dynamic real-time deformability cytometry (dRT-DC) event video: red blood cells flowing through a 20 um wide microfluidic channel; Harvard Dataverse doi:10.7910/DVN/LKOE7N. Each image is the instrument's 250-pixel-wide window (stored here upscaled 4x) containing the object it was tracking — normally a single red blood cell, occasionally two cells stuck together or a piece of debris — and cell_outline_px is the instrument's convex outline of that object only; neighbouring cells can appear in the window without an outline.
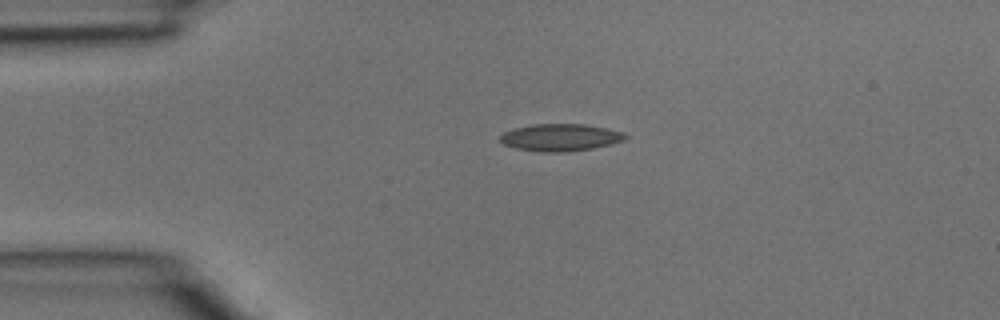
{"species": "common noctule bat (a hibernating species)", "species_latin": "Nyctalus noctula", "temperature_condition": "room temperature", "stored_images_in_passage": 2, "camera_frame_rate_fps": 3000, "um_per_image_px": 0.085, "animal": {"sex": "male", "body_mass_g": 15.6}, "frame": {"image": 1, "passage_image": 1, "time_ms": 0.0, "image_size_px": [1000, 320], "cell_outline_px": [[628, 136], [624, 140], [592, 148], [564, 152], [540, 152], [516, 148], [504, 144], [500, 140], [500, 136], [504, 132], [512, 128], [532, 124], [584, 124], [624, 132]], "centroid_in_image_um": [47.6, 11.67], "position_along_channel_um": 37.4, "area_um2": 19.71}}